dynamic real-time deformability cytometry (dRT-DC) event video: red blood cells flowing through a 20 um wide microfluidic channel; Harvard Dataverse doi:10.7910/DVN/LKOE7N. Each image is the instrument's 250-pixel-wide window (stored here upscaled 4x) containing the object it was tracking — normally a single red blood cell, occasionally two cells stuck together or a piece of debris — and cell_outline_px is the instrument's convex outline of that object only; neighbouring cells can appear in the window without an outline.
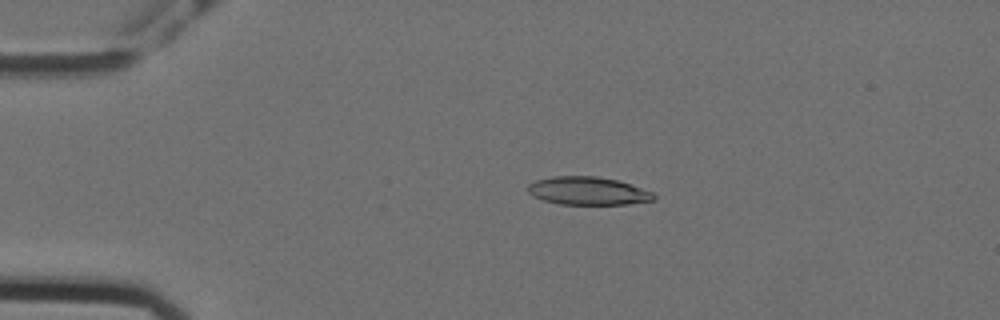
{"species": "Egyptian fruit bat (a non-hibernating species)", "species_latin": "Rousettus aegyptiacus", "temperature_condition": "cold", "stored_images_in_passage": 40, "camera_frame_rate_fps": 3000, "um_per_image_px": 0.085, "animal": {"sex": "female"}, "frame": {"image": 1, "passage_image": 3, "time_ms": 0.667, "image_size_px": [1000, 320], "cell_outline_px": [[656, 200], [628, 204], [560, 204], [544, 200], [532, 196], [528, 192], [528, 184], [536, 180], [552, 176], [596, 176], [616, 180], [652, 192], [656, 196]], "centroid_in_image_um": [49.95, 16.23], "position_along_channel_um": 35.1, "area_um2": 20.46}}
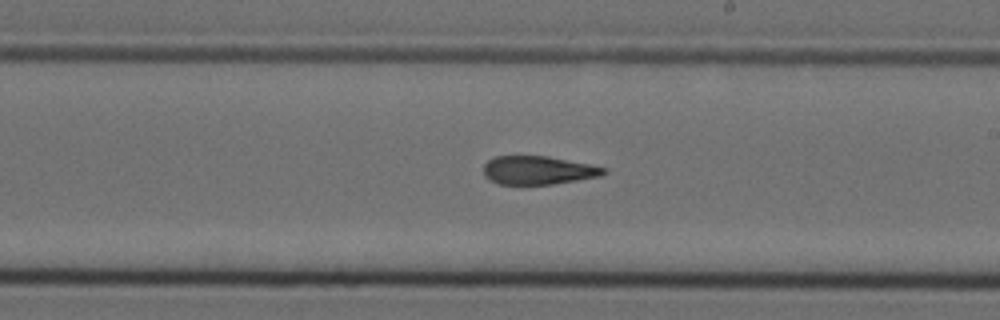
{"frame": {"image": 2, "passage_image": 24, "time_ms": 7.667, "image_size_px": [1000, 320], "cell_outline_px": [[608, 172], [600, 176], [552, 184], [500, 184], [488, 180], [484, 176], [484, 164], [488, 160], [496, 156], [548, 156], [608, 168]], "centroid_in_image_um": [45.73, 14.47], "position_along_channel_um": 243.3, "area_um2": 19.88}}
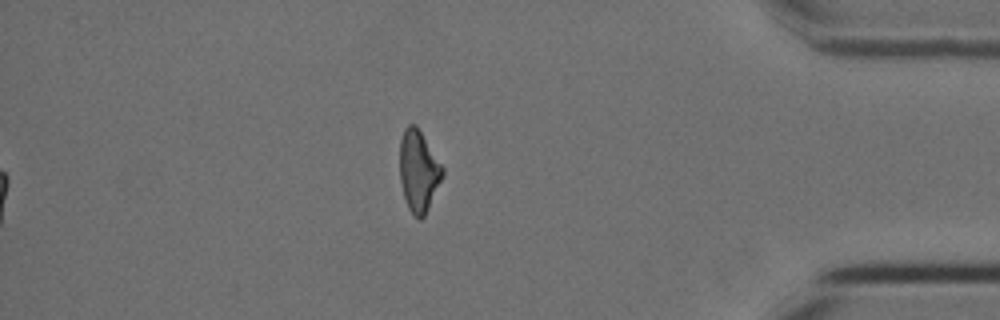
{"frame": {"image": 3, "passage_image": 40, "time_ms": 13.0, "image_size_px": [1000, 320], "cell_outline_px": [[444, 172], [428, 208], [424, 216], [420, 220], [408, 208], [404, 196], [400, 180], [400, 140], [404, 128], [408, 124], [416, 124], [444, 168]], "centroid_in_image_um": [35.56, 14.49], "position_along_channel_um": 399.6, "area_um2": 20.0}, "authors_computed_cell_mechanics": {"area_um2": 21.1548, "velocity_mm_per_s": 3.581, "shape_relaxation_time_tau1_ms": 7.2153, "shape_relaxation_time_tau2_ms": 3.7087, "deformation_change_tau1": 0.2128, "deformation_change_tau2": 0.1348}}